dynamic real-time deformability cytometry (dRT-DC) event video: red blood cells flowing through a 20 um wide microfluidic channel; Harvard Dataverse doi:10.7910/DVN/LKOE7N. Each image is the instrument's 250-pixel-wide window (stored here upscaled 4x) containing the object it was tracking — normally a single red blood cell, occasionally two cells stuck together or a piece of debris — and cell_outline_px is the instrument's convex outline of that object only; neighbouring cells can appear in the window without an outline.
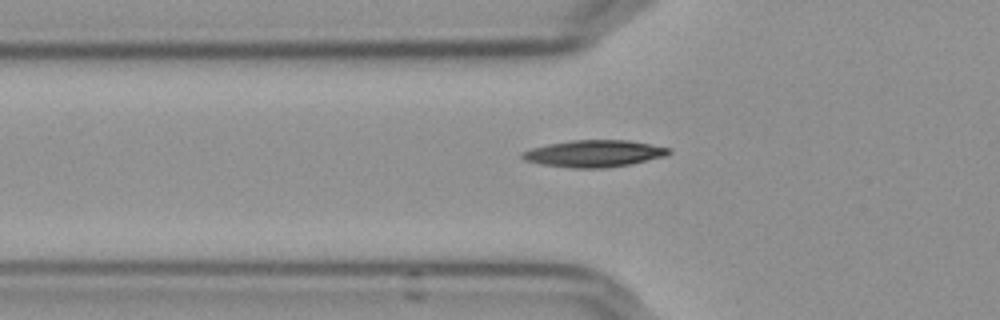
{"species": "Egyptian fruit bat (a non-hibernating species)", "species_latin": "Rousettus aegyptiacus", "temperature_condition": "cold", "stored_images_in_passage": 39, "camera_frame_rate_fps": 3000, "um_per_image_px": 0.085, "frame": {"image": 1, "passage_image": 3, "time_ms": 0.667, "image_size_px": [1000, 320], "cell_outline_px": [[672, 152], [664, 156], [628, 164], [604, 168], [572, 168], [540, 164], [524, 160], [520, 156], [520, 152], [532, 148], [548, 144], [572, 140], [628, 140], [668, 148]], "centroid_in_image_um": [50.42, 13.05], "position_along_channel_um": 75.4, "area_um2": 22.72}}
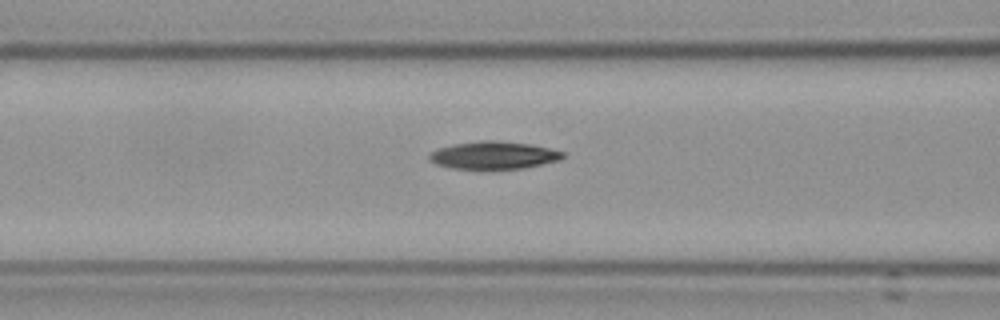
{"frame": {"image": 2, "passage_image": 7, "time_ms": 2.0, "image_size_px": [1000, 320], "cell_outline_px": [[564, 156], [560, 160], [524, 168], [452, 168], [436, 164], [428, 160], [428, 156], [436, 148], [452, 144], [480, 140], [496, 140], [532, 144], [564, 152]], "centroid_in_image_um": [41.94, 13.18], "position_along_channel_um": 124.7, "area_um2": 21.44}}
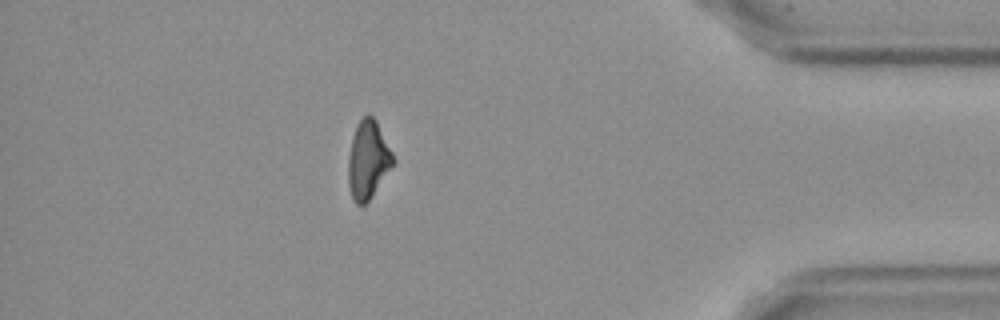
{"frame": {"image": 3, "passage_image": 33, "time_ms": 10.667, "image_size_px": [1000, 320], "cell_outline_px": [[396, 160], [368, 200], [364, 204], [356, 204], [352, 196], [348, 184], [348, 156], [352, 136], [356, 124], [368, 112], [376, 120]], "centroid_in_image_um": [31.26, 13.53], "position_along_channel_um": 403.9, "area_um2": 20.17}}